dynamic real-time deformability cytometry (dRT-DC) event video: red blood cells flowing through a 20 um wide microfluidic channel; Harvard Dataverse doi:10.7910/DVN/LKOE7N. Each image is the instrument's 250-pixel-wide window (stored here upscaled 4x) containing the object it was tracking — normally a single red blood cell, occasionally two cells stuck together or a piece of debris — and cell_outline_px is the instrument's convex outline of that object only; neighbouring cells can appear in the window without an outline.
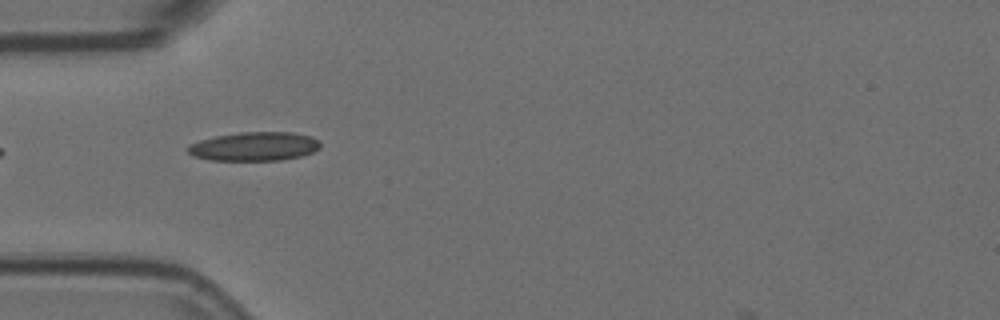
{"species": "Egyptian fruit bat (a non-hibernating species)", "species_latin": "Rousettus aegyptiacus", "temperature_condition": "room temperature", "stored_images_in_passage": 15, "camera_frame_rate_fps": 3000, "um_per_image_px": 0.085, "animal": {"sex": "female"}, "frame": {"image": 1, "passage_image": 5, "time_ms": 1.333, "image_size_px": [1000, 320], "cell_outline_px": [[320, 148], [312, 152], [300, 156], [280, 160], [208, 160], [192, 156], [188, 152], [188, 144], [200, 140], [216, 136], [240, 132], [292, 132], [312, 136], [320, 140]], "centroid_in_image_um": [21.62, 12.44], "position_along_channel_um": 63.4, "area_um2": 22.37}}
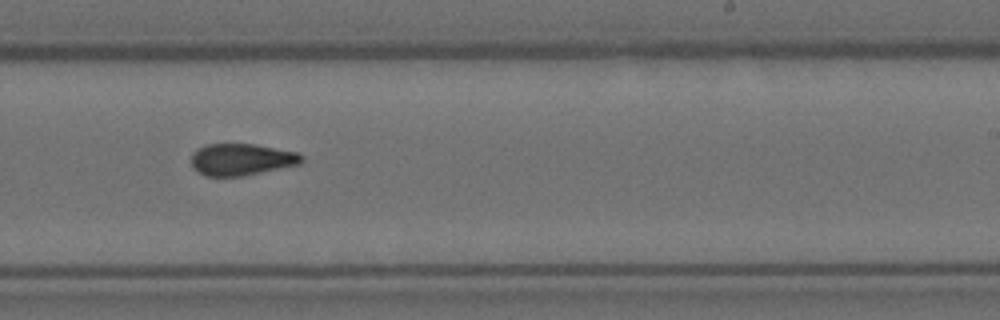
{"frame": {"image": 2, "passage_image": 10, "time_ms": 3.0, "image_size_px": [1000, 320], "cell_outline_px": [[304, 160], [300, 164], [240, 176], [208, 176], [200, 172], [192, 164], [192, 152], [196, 148], [208, 144], [256, 144], [300, 152], [304, 156]], "centroid_in_image_um": [20.58, 13.53], "position_along_channel_um": 268.4, "area_um2": 20.4}}
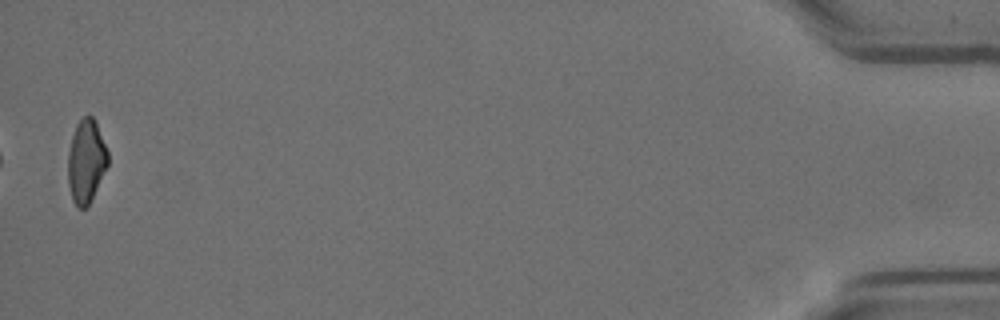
{"frame": {"image": 3, "passage_image": 15, "time_ms": 4.667, "image_size_px": [1000, 320], "cell_outline_px": [[108, 164], [88, 204], [84, 208], [76, 208], [72, 200], [68, 184], [68, 152], [72, 136], [76, 124], [84, 116], [92, 116], [96, 124], [108, 152]], "centroid_in_image_um": [7.3, 13.71], "position_along_channel_um": 427.9, "area_um2": 19.02}}